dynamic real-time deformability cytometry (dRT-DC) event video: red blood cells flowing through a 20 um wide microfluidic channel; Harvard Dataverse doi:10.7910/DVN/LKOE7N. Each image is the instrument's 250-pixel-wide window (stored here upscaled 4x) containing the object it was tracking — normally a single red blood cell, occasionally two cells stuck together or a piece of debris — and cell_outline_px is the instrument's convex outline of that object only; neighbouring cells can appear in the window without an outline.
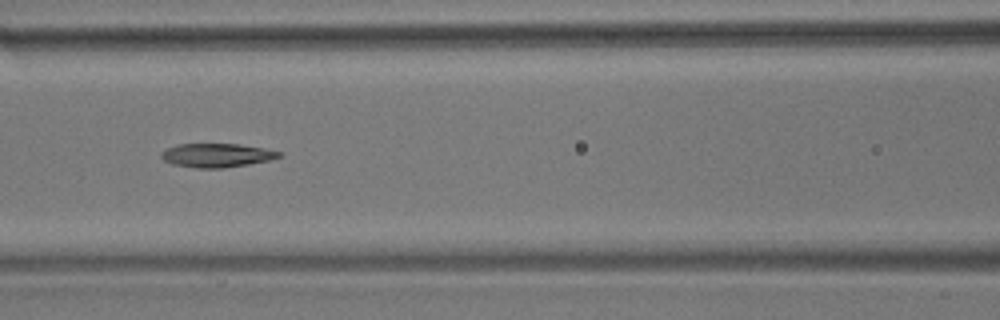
{"species": "common noctule bat (a hibernating species)", "species_latin": "Nyctalus noctula", "temperature_condition": "room temperature", "stored_images_in_passage": 10, "camera_frame_rate_fps": 3000, "um_per_image_px": 0.085, "animal": {"sex": "male", "body_mass_g": 17.9}, "frame": {"image": 1, "passage_image": 6, "time_ms": 6.0, "image_size_px": [1000, 320], "cell_outline_px": [[284, 156], [272, 160], [224, 168], [196, 168], [172, 164], [164, 160], [160, 156], [160, 152], [168, 148], [180, 144], [240, 144], [264, 148], [284, 152]], "centroid_in_image_um": [18.49, 13.2], "position_along_channel_um": 148.1, "area_um2": 16.53}}
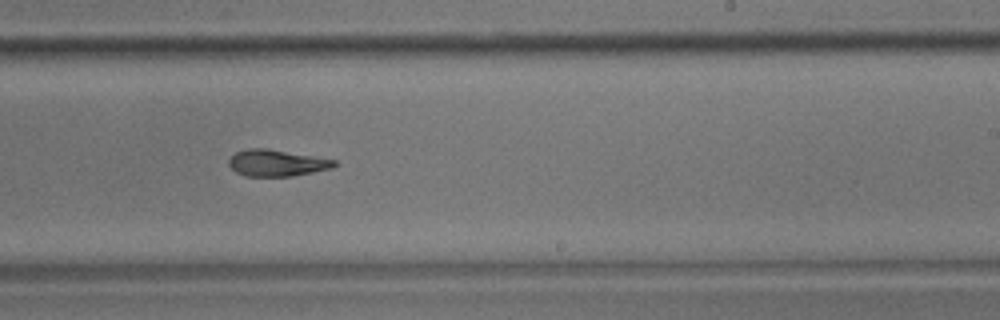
{"frame": {"image": 2, "passage_image": 9, "time_ms": 9.333, "image_size_px": [1000, 320], "cell_outline_px": [[336, 164], [332, 168], [292, 176], [244, 176], [236, 172], [228, 164], [228, 160], [236, 152], [248, 148], [268, 148], [336, 160]], "centroid_in_image_um": [23.5, 13.85], "position_along_channel_um": 265.5, "area_um2": 16.24}}
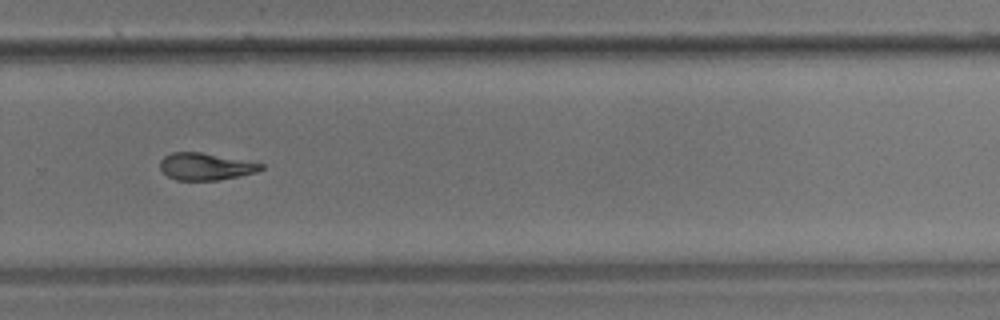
{"frame": {"image": 3, "passage_image": 10, "time_ms": 10.667, "image_size_px": [1000, 320], "cell_outline_px": [[264, 168], [256, 172], [220, 180], [176, 180], [168, 176], [160, 168], [160, 160], [164, 156], [172, 152], [200, 152], [264, 164]], "centroid_in_image_um": [17.45, 14.15], "position_along_channel_um": 312.3, "area_um2": 15.78}}